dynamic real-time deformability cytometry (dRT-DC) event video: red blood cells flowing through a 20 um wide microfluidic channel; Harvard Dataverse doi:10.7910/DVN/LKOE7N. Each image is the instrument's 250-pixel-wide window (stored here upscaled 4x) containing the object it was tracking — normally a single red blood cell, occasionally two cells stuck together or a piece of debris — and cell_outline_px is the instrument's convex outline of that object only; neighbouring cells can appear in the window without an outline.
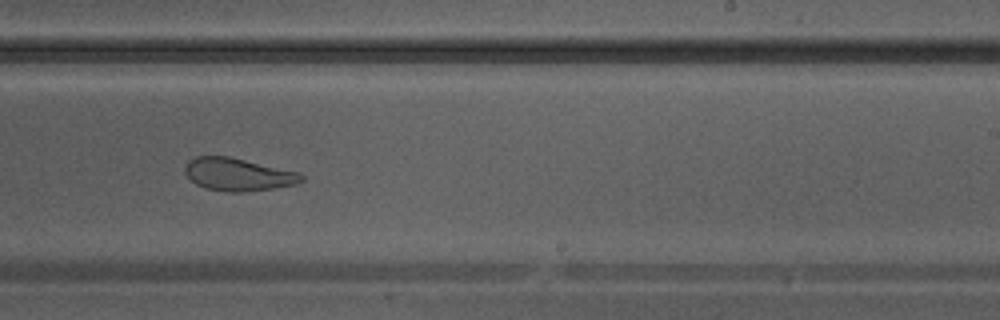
{"species": "Egyptian fruit bat (a non-hibernating species)", "species_latin": "Rousettus aegyptiacus", "temperature_condition": "warm", "stored_images_in_passage": 35, "camera_frame_rate_fps": 3000, "um_per_image_px": 0.085, "animal": {"sex": "male"}, "frame": {"image": 1, "passage_image": 20, "time_ms": 6.333, "image_size_px": [1000, 320], "cell_outline_px": [[304, 180], [296, 184], [272, 188], [244, 192], [224, 192], [204, 188], [196, 184], [184, 172], [184, 168], [188, 160], [196, 156], [228, 156], [300, 172], [304, 176]], "centroid_in_image_um": [20.23, 14.83], "position_along_channel_um": 268.8, "area_um2": 22.31}}